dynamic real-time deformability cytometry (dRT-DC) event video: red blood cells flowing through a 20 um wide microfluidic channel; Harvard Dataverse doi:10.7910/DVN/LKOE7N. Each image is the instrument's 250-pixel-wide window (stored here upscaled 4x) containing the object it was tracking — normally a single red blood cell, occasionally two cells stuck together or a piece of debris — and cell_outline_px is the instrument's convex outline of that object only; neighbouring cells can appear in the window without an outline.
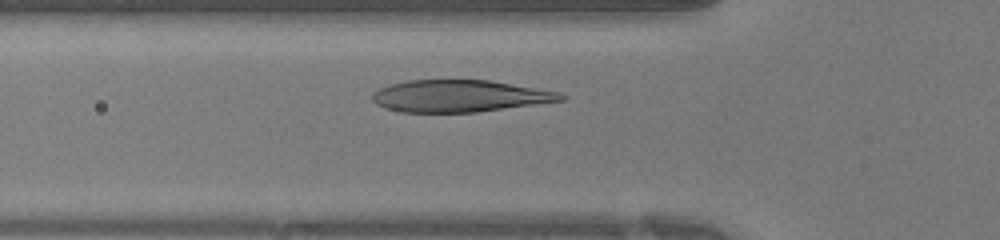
{"species": "human", "species_latin": "Homo sapiens", "temperature_condition": "warm", "stored_images_in_passage": 28, "camera_frame_rate_fps": 3000, "um_per_image_px": 0.085, "donor": {"sex": "female"}, "frame": {"image": 1, "passage_image": 7, "time_ms": 2.0, "image_size_px": [1000, 240], "cell_outline_px": [[568, 96], [564, 100], [476, 112], [404, 112], [384, 108], [376, 104], [372, 100], [372, 92], [388, 84], [408, 80], [488, 80], [560, 92]], "centroid_in_image_um": [39.03, 8.16], "position_along_channel_um": 86.8, "area_um2": 35.03}}
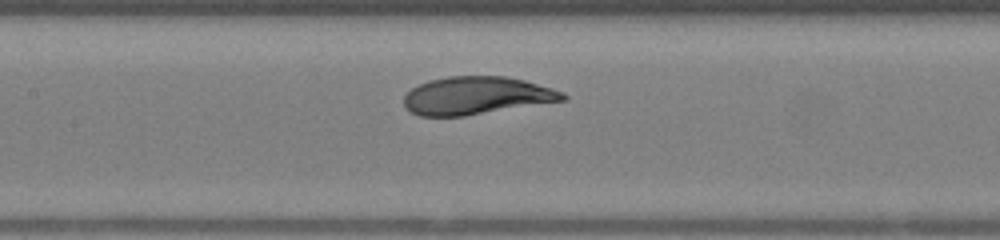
{"frame": {"image": 2, "passage_image": 12, "time_ms": 3.667, "image_size_px": [1000, 240], "cell_outline_px": [[568, 96], [564, 100], [464, 116], [420, 116], [412, 112], [404, 104], [404, 96], [412, 88], [428, 80], [448, 76], [504, 76], [524, 80], [552, 88], [564, 92]], "centroid_in_image_um": [40.5, 8.12], "position_along_channel_um": 166.9, "area_um2": 34.74}}
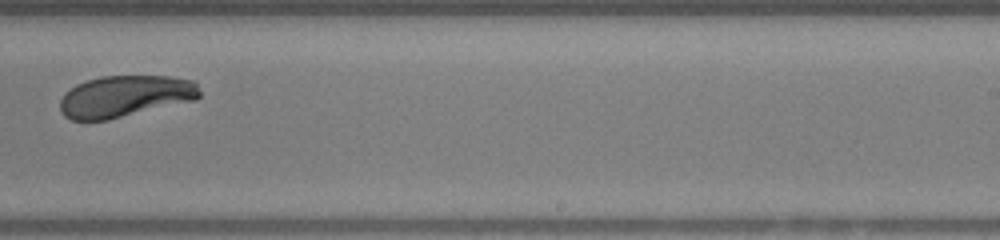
{"frame": {"image": 3, "passage_image": 19, "time_ms": 6.0, "image_size_px": [1000, 240], "cell_outline_px": [[200, 96], [196, 100], [108, 120], [72, 120], [64, 116], [60, 112], [60, 100], [64, 92], [76, 84], [100, 76], [168, 76], [196, 80], [200, 92]], "centroid_in_image_um": [10.64, 8.18], "position_along_channel_um": 278.4, "area_um2": 34.22}}